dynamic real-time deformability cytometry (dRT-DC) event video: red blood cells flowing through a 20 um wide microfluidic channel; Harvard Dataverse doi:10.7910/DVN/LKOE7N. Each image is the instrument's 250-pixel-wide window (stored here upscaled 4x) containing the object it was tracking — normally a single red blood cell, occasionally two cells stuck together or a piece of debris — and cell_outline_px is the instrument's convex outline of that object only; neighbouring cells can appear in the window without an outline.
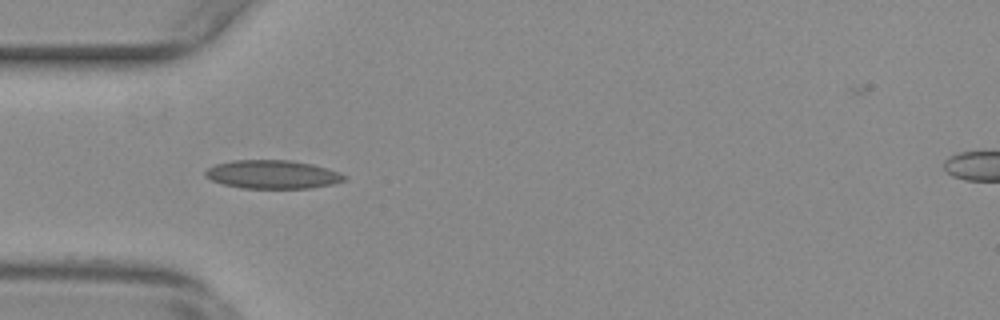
{"species": "common noctule bat (a hibernating species)", "species_latin": "Nyctalus noctula", "temperature_condition": "warm", "stored_images_in_passage": 39, "camera_frame_rate_fps": 3000, "um_per_image_px": 0.085, "animal": {"sex": "female", "body_mass_g": 29.2, "forearm_length_mm": 56.3}, "frame": {"image": 1, "passage_image": 1, "time_ms": 0.0, "image_size_px": [1000, 320], "cell_outline_px": [[348, 180], [332, 184], [308, 188], [240, 188], [224, 184], [212, 180], [204, 176], [204, 172], [208, 168], [216, 164], [232, 160], [292, 160], [312, 164], [348, 176]], "centroid_in_image_um": [23.15, 14.82], "position_along_channel_um": 61.9, "area_um2": 23.0}}
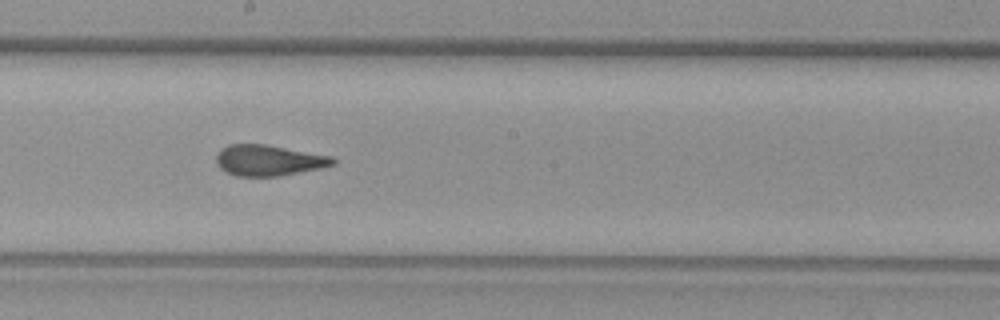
{"frame": {"image": 2, "passage_image": 14, "time_ms": 4.333, "image_size_px": [1000, 320], "cell_outline_px": [[336, 164], [320, 168], [276, 176], [236, 176], [220, 168], [216, 164], [216, 156], [220, 148], [228, 144], [264, 144], [332, 156], [336, 160]], "centroid_in_image_um": [22.81, 13.62], "position_along_channel_um": 225.4, "area_um2": 20.87}}
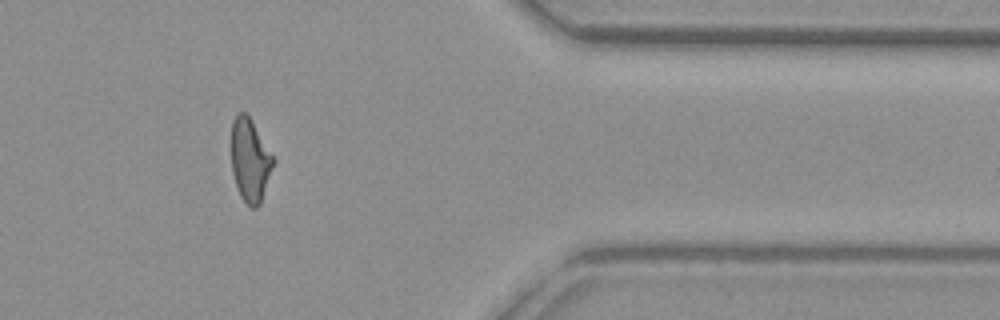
{"frame": {"image": 3, "passage_image": 29, "time_ms": 9.333, "image_size_px": [1000, 320], "cell_outline_px": [[276, 160], [260, 204], [256, 208], [252, 208], [240, 196], [236, 188], [232, 172], [232, 120], [236, 112], [244, 112], [248, 116]], "centroid_in_image_um": [21.25, 13.64], "position_along_channel_um": 390.1, "area_um2": 20.23}, "authors_computed_cell_mechanics": {"area_um2": 21.097, "velocity_mm_per_s": 3.7903, "shape_relaxation_time_tau1_ms": 11.1696, "shape_relaxation_time_tau2_ms": 1.4653, "deformation_change_tau1": 0.2531, "deformation_change_tau2": 0.0837}}